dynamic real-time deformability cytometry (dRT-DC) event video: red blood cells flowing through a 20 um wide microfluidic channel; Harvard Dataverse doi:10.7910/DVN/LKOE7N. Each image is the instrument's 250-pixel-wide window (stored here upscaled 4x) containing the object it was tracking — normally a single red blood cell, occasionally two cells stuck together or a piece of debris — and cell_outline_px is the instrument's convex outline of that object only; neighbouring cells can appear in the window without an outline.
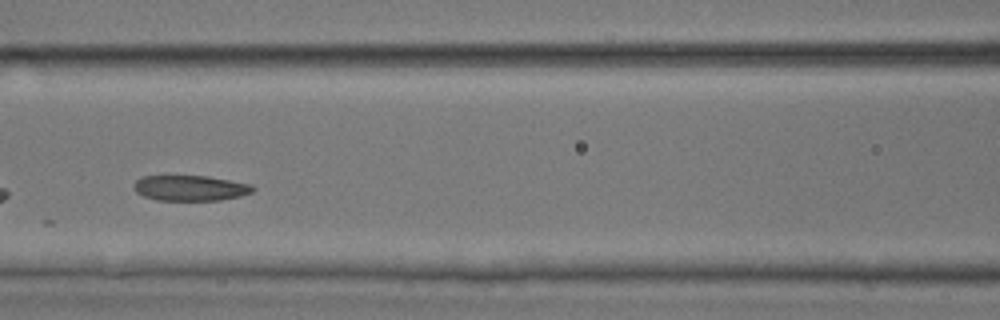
{"species": "common noctule bat (a hibernating species)", "species_latin": "Nyctalus noctula", "temperature_condition": "room temperature", "stored_images_in_passage": 25, "camera_frame_rate_fps": 3000, "um_per_image_px": 0.085, "animal": {"sex": "male", "body_mass_g": 17.9, "forearm_length_mm": 54.2}, "frame": {"image": 1, "passage_image": 7, "time_ms": 2.0, "image_size_px": [1000, 320], "cell_outline_px": [[256, 188], [252, 192], [240, 196], [220, 200], [156, 200], [144, 196], [136, 192], [136, 180], [144, 176], [208, 176], [252, 184]], "centroid_in_image_um": [16.23, 15.98], "position_along_channel_um": 150.4, "area_um2": 17.51}}
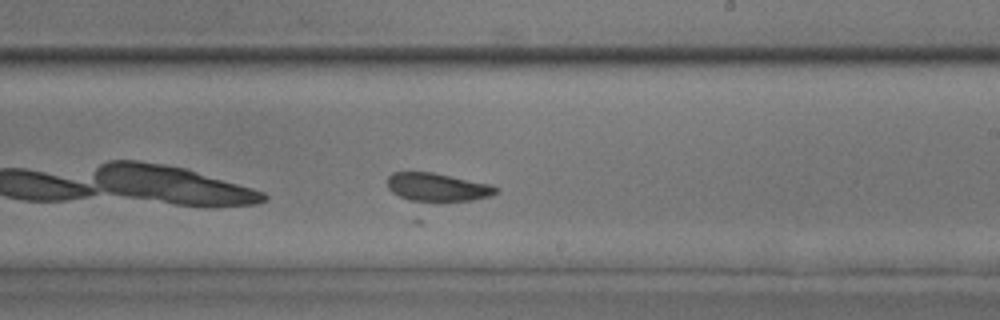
{"frame": {"image": 2, "passage_image": 14, "time_ms": 4.333, "image_size_px": [1000, 320], "cell_outline_px": [[500, 188], [492, 196], [472, 200], [420, 204], [416, 204], [392, 192], [388, 188], [388, 176], [392, 172], [432, 172], [492, 184]], "centroid_in_image_um": [37.18, 15.95], "position_along_channel_um": 251.8, "area_um2": 18.67}}